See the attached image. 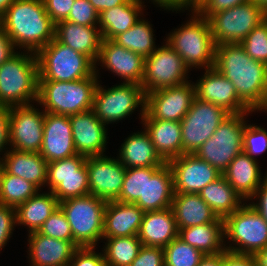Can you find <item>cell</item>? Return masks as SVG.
I'll use <instances>...</instances> for the list:
<instances>
[{"label": "cell", "instance_id": "7a4b0ae2", "mask_svg": "<svg viewBox=\"0 0 267 266\" xmlns=\"http://www.w3.org/2000/svg\"><path fill=\"white\" fill-rule=\"evenodd\" d=\"M1 26L14 47L37 54L54 39L55 24L42 0H15L0 16Z\"/></svg>", "mask_w": 267, "mask_h": 266}, {"label": "cell", "instance_id": "836d02e7", "mask_svg": "<svg viewBox=\"0 0 267 266\" xmlns=\"http://www.w3.org/2000/svg\"><path fill=\"white\" fill-rule=\"evenodd\" d=\"M178 237L204 255H216L226 251V247L221 245L224 237V222L182 228L179 230Z\"/></svg>", "mask_w": 267, "mask_h": 266}, {"label": "cell", "instance_id": "6da1fadb", "mask_svg": "<svg viewBox=\"0 0 267 266\" xmlns=\"http://www.w3.org/2000/svg\"><path fill=\"white\" fill-rule=\"evenodd\" d=\"M234 85L239 99L252 111L267 102V64L250 58L240 43L216 46L214 67Z\"/></svg>", "mask_w": 267, "mask_h": 266}, {"label": "cell", "instance_id": "d590c367", "mask_svg": "<svg viewBox=\"0 0 267 266\" xmlns=\"http://www.w3.org/2000/svg\"><path fill=\"white\" fill-rule=\"evenodd\" d=\"M199 195L221 219H225L241 206V197L223 175L205 186Z\"/></svg>", "mask_w": 267, "mask_h": 266}, {"label": "cell", "instance_id": "e0dca14e", "mask_svg": "<svg viewBox=\"0 0 267 266\" xmlns=\"http://www.w3.org/2000/svg\"><path fill=\"white\" fill-rule=\"evenodd\" d=\"M103 156L86 157L89 190L91 195L114 201L120 196L126 168L119 159Z\"/></svg>", "mask_w": 267, "mask_h": 266}, {"label": "cell", "instance_id": "603a6c76", "mask_svg": "<svg viewBox=\"0 0 267 266\" xmlns=\"http://www.w3.org/2000/svg\"><path fill=\"white\" fill-rule=\"evenodd\" d=\"M144 211L136 204L107 201L103 238L138 236Z\"/></svg>", "mask_w": 267, "mask_h": 266}, {"label": "cell", "instance_id": "1f68e13d", "mask_svg": "<svg viewBox=\"0 0 267 266\" xmlns=\"http://www.w3.org/2000/svg\"><path fill=\"white\" fill-rule=\"evenodd\" d=\"M120 151L119 160L125 168L161 167L166 163L157 153L146 131L128 137Z\"/></svg>", "mask_w": 267, "mask_h": 266}, {"label": "cell", "instance_id": "9c48e42d", "mask_svg": "<svg viewBox=\"0 0 267 266\" xmlns=\"http://www.w3.org/2000/svg\"><path fill=\"white\" fill-rule=\"evenodd\" d=\"M267 12L253 0L212 14L208 21L216 46L241 43L262 22Z\"/></svg>", "mask_w": 267, "mask_h": 266}, {"label": "cell", "instance_id": "4316f807", "mask_svg": "<svg viewBox=\"0 0 267 266\" xmlns=\"http://www.w3.org/2000/svg\"><path fill=\"white\" fill-rule=\"evenodd\" d=\"M171 208L178 231L206 223L224 222V219L216 216L199 193H174Z\"/></svg>", "mask_w": 267, "mask_h": 266}, {"label": "cell", "instance_id": "3957f363", "mask_svg": "<svg viewBox=\"0 0 267 266\" xmlns=\"http://www.w3.org/2000/svg\"><path fill=\"white\" fill-rule=\"evenodd\" d=\"M95 73L77 81H38L37 102L45 106L47 113L71 116L91 110L97 86Z\"/></svg>", "mask_w": 267, "mask_h": 266}, {"label": "cell", "instance_id": "5bb4252c", "mask_svg": "<svg viewBox=\"0 0 267 266\" xmlns=\"http://www.w3.org/2000/svg\"><path fill=\"white\" fill-rule=\"evenodd\" d=\"M187 68L183 59L166 43L144 60L141 86L145 94L187 82Z\"/></svg>", "mask_w": 267, "mask_h": 266}, {"label": "cell", "instance_id": "680465c9", "mask_svg": "<svg viewBox=\"0 0 267 266\" xmlns=\"http://www.w3.org/2000/svg\"><path fill=\"white\" fill-rule=\"evenodd\" d=\"M198 266H222V253L216 255H205Z\"/></svg>", "mask_w": 267, "mask_h": 266}, {"label": "cell", "instance_id": "cb8c5ba5", "mask_svg": "<svg viewBox=\"0 0 267 266\" xmlns=\"http://www.w3.org/2000/svg\"><path fill=\"white\" fill-rule=\"evenodd\" d=\"M32 266H69L79 248L73 241L44 236L37 231L29 233Z\"/></svg>", "mask_w": 267, "mask_h": 266}, {"label": "cell", "instance_id": "5b68a950", "mask_svg": "<svg viewBox=\"0 0 267 266\" xmlns=\"http://www.w3.org/2000/svg\"><path fill=\"white\" fill-rule=\"evenodd\" d=\"M38 81H77L91 77L95 64L84 54L58 42L55 38L37 54Z\"/></svg>", "mask_w": 267, "mask_h": 266}, {"label": "cell", "instance_id": "6125c7cd", "mask_svg": "<svg viewBox=\"0 0 267 266\" xmlns=\"http://www.w3.org/2000/svg\"><path fill=\"white\" fill-rule=\"evenodd\" d=\"M253 1L267 12V0H253Z\"/></svg>", "mask_w": 267, "mask_h": 266}, {"label": "cell", "instance_id": "d6a6232c", "mask_svg": "<svg viewBox=\"0 0 267 266\" xmlns=\"http://www.w3.org/2000/svg\"><path fill=\"white\" fill-rule=\"evenodd\" d=\"M140 0H129L125 4L102 11L99 14V26L102 39L112 40L115 36L130 29L138 20L142 10Z\"/></svg>", "mask_w": 267, "mask_h": 266}, {"label": "cell", "instance_id": "681fc988", "mask_svg": "<svg viewBox=\"0 0 267 266\" xmlns=\"http://www.w3.org/2000/svg\"><path fill=\"white\" fill-rule=\"evenodd\" d=\"M47 14L54 24L66 20L75 0H42Z\"/></svg>", "mask_w": 267, "mask_h": 266}, {"label": "cell", "instance_id": "d6986e66", "mask_svg": "<svg viewBox=\"0 0 267 266\" xmlns=\"http://www.w3.org/2000/svg\"><path fill=\"white\" fill-rule=\"evenodd\" d=\"M195 86V97L199 100L220 106L231 114L250 112L239 99L232 82L215 68L206 69L203 78Z\"/></svg>", "mask_w": 267, "mask_h": 266}, {"label": "cell", "instance_id": "ac0fdd59", "mask_svg": "<svg viewBox=\"0 0 267 266\" xmlns=\"http://www.w3.org/2000/svg\"><path fill=\"white\" fill-rule=\"evenodd\" d=\"M173 172L174 193H200L222 174L195 154H183L168 162Z\"/></svg>", "mask_w": 267, "mask_h": 266}, {"label": "cell", "instance_id": "ba28073f", "mask_svg": "<svg viewBox=\"0 0 267 266\" xmlns=\"http://www.w3.org/2000/svg\"><path fill=\"white\" fill-rule=\"evenodd\" d=\"M244 114H230L195 155L214 166L221 174L243 152Z\"/></svg>", "mask_w": 267, "mask_h": 266}, {"label": "cell", "instance_id": "9a60e30c", "mask_svg": "<svg viewBox=\"0 0 267 266\" xmlns=\"http://www.w3.org/2000/svg\"><path fill=\"white\" fill-rule=\"evenodd\" d=\"M195 99V86L185 82L146 94L147 119L180 122Z\"/></svg>", "mask_w": 267, "mask_h": 266}, {"label": "cell", "instance_id": "ffe728a7", "mask_svg": "<svg viewBox=\"0 0 267 266\" xmlns=\"http://www.w3.org/2000/svg\"><path fill=\"white\" fill-rule=\"evenodd\" d=\"M39 153L48 163L77 154L69 116L45 112L43 143Z\"/></svg>", "mask_w": 267, "mask_h": 266}, {"label": "cell", "instance_id": "7c38bea8", "mask_svg": "<svg viewBox=\"0 0 267 266\" xmlns=\"http://www.w3.org/2000/svg\"><path fill=\"white\" fill-rule=\"evenodd\" d=\"M145 104L146 94L141 85L123 83L105 90L97 84L92 110L101 122L108 124L129 116L138 105L142 106L143 116Z\"/></svg>", "mask_w": 267, "mask_h": 266}, {"label": "cell", "instance_id": "c3c4849f", "mask_svg": "<svg viewBox=\"0 0 267 266\" xmlns=\"http://www.w3.org/2000/svg\"><path fill=\"white\" fill-rule=\"evenodd\" d=\"M94 248H78L70 261L69 266H107L104 255L96 254ZM73 261V262H72Z\"/></svg>", "mask_w": 267, "mask_h": 266}, {"label": "cell", "instance_id": "277c9868", "mask_svg": "<svg viewBox=\"0 0 267 266\" xmlns=\"http://www.w3.org/2000/svg\"><path fill=\"white\" fill-rule=\"evenodd\" d=\"M31 55V56H30ZM15 53L0 66V106L27 105L38 98L36 54Z\"/></svg>", "mask_w": 267, "mask_h": 266}, {"label": "cell", "instance_id": "f1b7e54d", "mask_svg": "<svg viewBox=\"0 0 267 266\" xmlns=\"http://www.w3.org/2000/svg\"><path fill=\"white\" fill-rule=\"evenodd\" d=\"M2 161L6 173L23 178L38 189L47 183L48 162L39 152L13 149L5 154Z\"/></svg>", "mask_w": 267, "mask_h": 266}, {"label": "cell", "instance_id": "f907efd6", "mask_svg": "<svg viewBox=\"0 0 267 266\" xmlns=\"http://www.w3.org/2000/svg\"><path fill=\"white\" fill-rule=\"evenodd\" d=\"M15 223V208L0 204V249L9 240Z\"/></svg>", "mask_w": 267, "mask_h": 266}, {"label": "cell", "instance_id": "ee69618b", "mask_svg": "<svg viewBox=\"0 0 267 266\" xmlns=\"http://www.w3.org/2000/svg\"><path fill=\"white\" fill-rule=\"evenodd\" d=\"M267 149V132L254 125H245L243 133V152L250 158L263 153Z\"/></svg>", "mask_w": 267, "mask_h": 266}, {"label": "cell", "instance_id": "7dc6e473", "mask_svg": "<svg viewBox=\"0 0 267 266\" xmlns=\"http://www.w3.org/2000/svg\"><path fill=\"white\" fill-rule=\"evenodd\" d=\"M130 266H165L164 248L142 246Z\"/></svg>", "mask_w": 267, "mask_h": 266}, {"label": "cell", "instance_id": "4dcf8cb0", "mask_svg": "<svg viewBox=\"0 0 267 266\" xmlns=\"http://www.w3.org/2000/svg\"><path fill=\"white\" fill-rule=\"evenodd\" d=\"M173 195V172L168 163L162 165L153 175H145L144 212L171 207Z\"/></svg>", "mask_w": 267, "mask_h": 266}, {"label": "cell", "instance_id": "44dd1931", "mask_svg": "<svg viewBox=\"0 0 267 266\" xmlns=\"http://www.w3.org/2000/svg\"><path fill=\"white\" fill-rule=\"evenodd\" d=\"M72 127V136L77 154L90 156H102L106 145L105 125L88 110L69 116Z\"/></svg>", "mask_w": 267, "mask_h": 266}, {"label": "cell", "instance_id": "11a10c76", "mask_svg": "<svg viewBox=\"0 0 267 266\" xmlns=\"http://www.w3.org/2000/svg\"><path fill=\"white\" fill-rule=\"evenodd\" d=\"M261 186L256 190L253 197L259 195V204H250L267 222V175L263 179Z\"/></svg>", "mask_w": 267, "mask_h": 266}, {"label": "cell", "instance_id": "8d00e7d4", "mask_svg": "<svg viewBox=\"0 0 267 266\" xmlns=\"http://www.w3.org/2000/svg\"><path fill=\"white\" fill-rule=\"evenodd\" d=\"M152 32L148 22L138 20L130 29L115 36L112 41L146 58L155 51Z\"/></svg>", "mask_w": 267, "mask_h": 266}, {"label": "cell", "instance_id": "d4e9b609", "mask_svg": "<svg viewBox=\"0 0 267 266\" xmlns=\"http://www.w3.org/2000/svg\"><path fill=\"white\" fill-rule=\"evenodd\" d=\"M54 38L76 52L86 55L94 64L97 62L103 39L100 30L95 26H84L63 20L55 24Z\"/></svg>", "mask_w": 267, "mask_h": 266}, {"label": "cell", "instance_id": "bcb514c9", "mask_svg": "<svg viewBox=\"0 0 267 266\" xmlns=\"http://www.w3.org/2000/svg\"><path fill=\"white\" fill-rule=\"evenodd\" d=\"M249 1L251 0H198L195 3L194 12L208 19L218 11L227 10Z\"/></svg>", "mask_w": 267, "mask_h": 266}, {"label": "cell", "instance_id": "60d3db41", "mask_svg": "<svg viewBox=\"0 0 267 266\" xmlns=\"http://www.w3.org/2000/svg\"><path fill=\"white\" fill-rule=\"evenodd\" d=\"M205 255L179 237L164 247L165 266H198Z\"/></svg>", "mask_w": 267, "mask_h": 266}, {"label": "cell", "instance_id": "2e32d148", "mask_svg": "<svg viewBox=\"0 0 267 266\" xmlns=\"http://www.w3.org/2000/svg\"><path fill=\"white\" fill-rule=\"evenodd\" d=\"M45 112H38L31 104L10 107V144L13 149L39 152L43 143Z\"/></svg>", "mask_w": 267, "mask_h": 266}, {"label": "cell", "instance_id": "816d5d0a", "mask_svg": "<svg viewBox=\"0 0 267 266\" xmlns=\"http://www.w3.org/2000/svg\"><path fill=\"white\" fill-rule=\"evenodd\" d=\"M222 266H257L253 255L222 252Z\"/></svg>", "mask_w": 267, "mask_h": 266}, {"label": "cell", "instance_id": "484cf974", "mask_svg": "<svg viewBox=\"0 0 267 266\" xmlns=\"http://www.w3.org/2000/svg\"><path fill=\"white\" fill-rule=\"evenodd\" d=\"M175 216L171 207L144 212L138 238L143 246L164 248L178 237Z\"/></svg>", "mask_w": 267, "mask_h": 266}, {"label": "cell", "instance_id": "7402d4cb", "mask_svg": "<svg viewBox=\"0 0 267 266\" xmlns=\"http://www.w3.org/2000/svg\"><path fill=\"white\" fill-rule=\"evenodd\" d=\"M97 60L116 75L125 79V83L141 85L144 73V60L142 55L117 45L112 40H102Z\"/></svg>", "mask_w": 267, "mask_h": 266}, {"label": "cell", "instance_id": "f5cc1de1", "mask_svg": "<svg viewBox=\"0 0 267 266\" xmlns=\"http://www.w3.org/2000/svg\"><path fill=\"white\" fill-rule=\"evenodd\" d=\"M9 118L10 107L0 106V151L10 142Z\"/></svg>", "mask_w": 267, "mask_h": 266}, {"label": "cell", "instance_id": "e575fe53", "mask_svg": "<svg viewBox=\"0 0 267 266\" xmlns=\"http://www.w3.org/2000/svg\"><path fill=\"white\" fill-rule=\"evenodd\" d=\"M57 208H59V201L52 192L48 194L37 192L15 208L16 223L29 226V233L38 231Z\"/></svg>", "mask_w": 267, "mask_h": 266}, {"label": "cell", "instance_id": "f35d334b", "mask_svg": "<svg viewBox=\"0 0 267 266\" xmlns=\"http://www.w3.org/2000/svg\"><path fill=\"white\" fill-rule=\"evenodd\" d=\"M104 259L107 266H130L143 246L138 236L107 238Z\"/></svg>", "mask_w": 267, "mask_h": 266}, {"label": "cell", "instance_id": "ab89813d", "mask_svg": "<svg viewBox=\"0 0 267 266\" xmlns=\"http://www.w3.org/2000/svg\"><path fill=\"white\" fill-rule=\"evenodd\" d=\"M160 167L126 168L120 196L116 199L123 203L136 204L144 211L145 175H153Z\"/></svg>", "mask_w": 267, "mask_h": 266}, {"label": "cell", "instance_id": "30bf717a", "mask_svg": "<svg viewBox=\"0 0 267 266\" xmlns=\"http://www.w3.org/2000/svg\"><path fill=\"white\" fill-rule=\"evenodd\" d=\"M224 235L239 245L226 251L254 255L267 247V222L251 205H241L224 219Z\"/></svg>", "mask_w": 267, "mask_h": 266}, {"label": "cell", "instance_id": "e7e4bbea", "mask_svg": "<svg viewBox=\"0 0 267 266\" xmlns=\"http://www.w3.org/2000/svg\"><path fill=\"white\" fill-rule=\"evenodd\" d=\"M264 22L267 24V13L265 14Z\"/></svg>", "mask_w": 267, "mask_h": 266}, {"label": "cell", "instance_id": "b9f144b4", "mask_svg": "<svg viewBox=\"0 0 267 266\" xmlns=\"http://www.w3.org/2000/svg\"><path fill=\"white\" fill-rule=\"evenodd\" d=\"M240 44L250 58L267 64V24L265 22L255 27Z\"/></svg>", "mask_w": 267, "mask_h": 266}, {"label": "cell", "instance_id": "db71d44e", "mask_svg": "<svg viewBox=\"0 0 267 266\" xmlns=\"http://www.w3.org/2000/svg\"><path fill=\"white\" fill-rule=\"evenodd\" d=\"M14 54V44L0 25V66Z\"/></svg>", "mask_w": 267, "mask_h": 266}, {"label": "cell", "instance_id": "83f0119b", "mask_svg": "<svg viewBox=\"0 0 267 266\" xmlns=\"http://www.w3.org/2000/svg\"><path fill=\"white\" fill-rule=\"evenodd\" d=\"M151 142L160 157L168 163L182 155L181 123L159 119H147L142 116Z\"/></svg>", "mask_w": 267, "mask_h": 266}, {"label": "cell", "instance_id": "9f6ffc18", "mask_svg": "<svg viewBox=\"0 0 267 266\" xmlns=\"http://www.w3.org/2000/svg\"><path fill=\"white\" fill-rule=\"evenodd\" d=\"M154 2H157V4L160 5V7H165V9H180L187 7V6H191L194 10L195 8V3L193 2V0H153Z\"/></svg>", "mask_w": 267, "mask_h": 266}, {"label": "cell", "instance_id": "7bdbcfd3", "mask_svg": "<svg viewBox=\"0 0 267 266\" xmlns=\"http://www.w3.org/2000/svg\"><path fill=\"white\" fill-rule=\"evenodd\" d=\"M37 232L55 239L73 241L70 224L60 207L50 215Z\"/></svg>", "mask_w": 267, "mask_h": 266}, {"label": "cell", "instance_id": "8992f818", "mask_svg": "<svg viewBox=\"0 0 267 266\" xmlns=\"http://www.w3.org/2000/svg\"><path fill=\"white\" fill-rule=\"evenodd\" d=\"M107 201L88 194L59 202L70 224L73 242L79 248L92 247L103 238Z\"/></svg>", "mask_w": 267, "mask_h": 266}, {"label": "cell", "instance_id": "8fae6325", "mask_svg": "<svg viewBox=\"0 0 267 266\" xmlns=\"http://www.w3.org/2000/svg\"><path fill=\"white\" fill-rule=\"evenodd\" d=\"M230 114L220 106L195 97L191 108L180 121L182 155L195 154Z\"/></svg>", "mask_w": 267, "mask_h": 266}, {"label": "cell", "instance_id": "4fadbf2b", "mask_svg": "<svg viewBox=\"0 0 267 266\" xmlns=\"http://www.w3.org/2000/svg\"><path fill=\"white\" fill-rule=\"evenodd\" d=\"M47 183L59 202L90 194L86 156L76 154L49 162Z\"/></svg>", "mask_w": 267, "mask_h": 266}, {"label": "cell", "instance_id": "74e56055", "mask_svg": "<svg viewBox=\"0 0 267 266\" xmlns=\"http://www.w3.org/2000/svg\"><path fill=\"white\" fill-rule=\"evenodd\" d=\"M38 190L31 182L2 170L0 176V204L16 208L34 196Z\"/></svg>", "mask_w": 267, "mask_h": 266}, {"label": "cell", "instance_id": "f546056e", "mask_svg": "<svg viewBox=\"0 0 267 266\" xmlns=\"http://www.w3.org/2000/svg\"><path fill=\"white\" fill-rule=\"evenodd\" d=\"M222 175L242 199L253 198L262 184L258 163L244 152L234 158Z\"/></svg>", "mask_w": 267, "mask_h": 266}, {"label": "cell", "instance_id": "f6af8a7d", "mask_svg": "<svg viewBox=\"0 0 267 266\" xmlns=\"http://www.w3.org/2000/svg\"><path fill=\"white\" fill-rule=\"evenodd\" d=\"M67 21L84 25L96 26L99 23V13L88 0H75Z\"/></svg>", "mask_w": 267, "mask_h": 266}, {"label": "cell", "instance_id": "be15d7a7", "mask_svg": "<svg viewBox=\"0 0 267 266\" xmlns=\"http://www.w3.org/2000/svg\"><path fill=\"white\" fill-rule=\"evenodd\" d=\"M2 170H3V162L0 161V176H1Z\"/></svg>", "mask_w": 267, "mask_h": 266}, {"label": "cell", "instance_id": "52a82bcc", "mask_svg": "<svg viewBox=\"0 0 267 266\" xmlns=\"http://www.w3.org/2000/svg\"><path fill=\"white\" fill-rule=\"evenodd\" d=\"M198 16V17H196ZM183 27L174 31L167 40L176 53L183 59L185 66L214 67L216 44L207 18L196 15Z\"/></svg>", "mask_w": 267, "mask_h": 266}, {"label": "cell", "instance_id": "91938a15", "mask_svg": "<svg viewBox=\"0 0 267 266\" xmlns=\"http://www.w3.org/2000/svg\"><path fill=\"white\" fill-rule=\"evenodd\" d=\"M253 256L257 266H267V247L259 250Z\"/></svg>", "mask_w": 267, "mask_h": 266}, {"label": "cell", "instance_id": "94428289", "mask_svg": "<svg viewBox=\"0 0 267 266\" xmlns=\"http://www.w3.org/2000/svg\"><path fill=\"white\" fill-rule=\"evenodd\" d=\"M15 0H0V16L7 10V8L14 2Z\"/></svg>", "mask_w": 267, "mask_h": 266}, {"label": "cell", "instance_id": "6f0895ef", "mask_svg": "<svg viewBox=\"0 0 267 266\" xmlns=\"http://www.w3.org/2000/svg\"><path fill=\"white\" fill-rule=\"evenodd\" d=\"M100 14L102 11L114 8L115 6L125 4L129 0H88Z\"/></svg>", "mask_w": 267, "mask_h": 266}]
</instances>
